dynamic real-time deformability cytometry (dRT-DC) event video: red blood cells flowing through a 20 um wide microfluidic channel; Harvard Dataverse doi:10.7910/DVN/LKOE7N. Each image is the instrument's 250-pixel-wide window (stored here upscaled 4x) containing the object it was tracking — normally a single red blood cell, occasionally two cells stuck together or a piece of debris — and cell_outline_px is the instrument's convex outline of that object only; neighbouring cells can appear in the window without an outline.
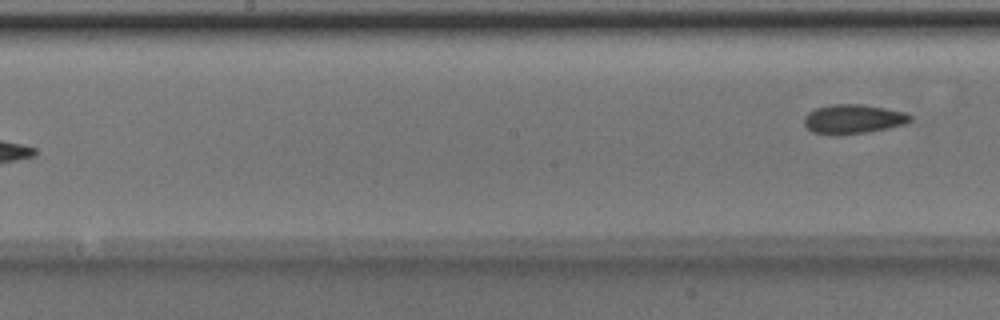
{"species": "Egyptian fruit bat (a non-hibernating species)", "species_latin": "Rousettus aegyptiacus", "temperature_condition": "room temperature", "stored_images_in_passage": 9, "camera_frame_rate_fps": 3000, "um_per_image_px": 0.085, "animal": {"sex": "male"}, "frame": {"image": 1, "passage_image": 9, "time_ms": 2.667, "image_size_px": [1000, 320], "cell_outline_px": [[912, 120], [904, 124], [888, 128], [868, 132], [812, 132], [804, 124], [804, 116], [808, 112], [816, 108], [832, 104], [864, 104], [904, 112], [912, 116]], "centroid_in_image_um": [72.55, 10.07], "position_along_channel_um": 175.7, "area_um2": 17.46}}